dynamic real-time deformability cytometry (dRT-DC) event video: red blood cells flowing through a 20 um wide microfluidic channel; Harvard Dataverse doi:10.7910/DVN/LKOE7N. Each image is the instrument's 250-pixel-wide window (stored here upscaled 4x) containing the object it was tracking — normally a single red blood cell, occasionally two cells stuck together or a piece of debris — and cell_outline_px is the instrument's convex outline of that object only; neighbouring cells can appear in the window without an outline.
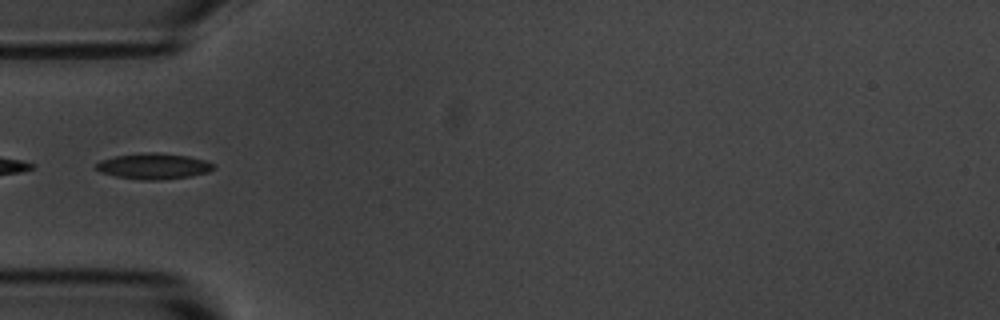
{"species": "common noctule bat (a hibernating species)", "species_latin": "Nyctalus noctula", "temperature_condition": "room temperature", "stored_images_in_passage": 5, "camera_frame_rate_fps": 3000, "um_per_image_px": 0.085, "animal": {"sex": "male", "body_mass_g": 20.1, "forearm_length_mm": 53.5}, "frame": {"image": 1, "passage_image": 1, "time_ms": 0.0, "image_size_px": [1000, 320], "cell_outline_px": [[216, 168], [208, 172], [192, 176], [160, 180], [144, 180], [116, 176], [100, 172], [96, 168], [96, 164], [100, 160], [116, 156], [148, 152], [156, 152], [188, 156], [204, 160], [212, 164]], "centroid_in_image_um": [13.07, 14.13], "position_along_channel_um": 71.9, "area_um2": 17.57}}
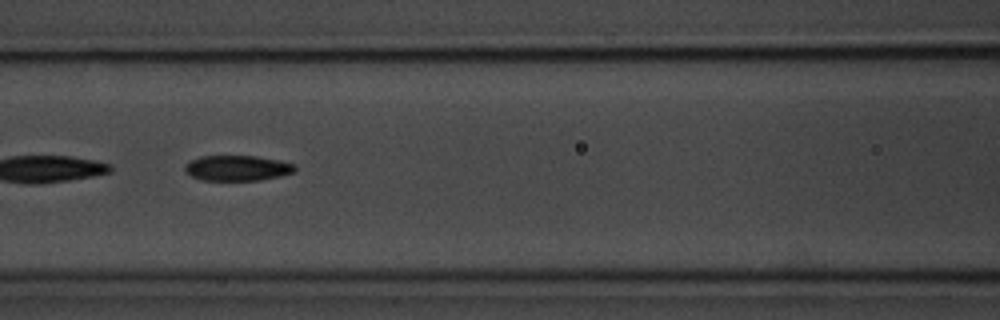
{"frame": {"image": 2, "passage_image": 3, "time_ms": 2.0, "image_size_px": [1000, 320], "cell_outline_px": [[296, 172], [280, 176], [260, 180], [200, 180], [192, 176], [184, 168], [192, 160], [200, 156], [256, 156], [280, 160], [296, 164]], "centroid_in_image_um": [20.25, 14.28], "position_along_channel_um": 146.4, "area_um2": 16.24}}
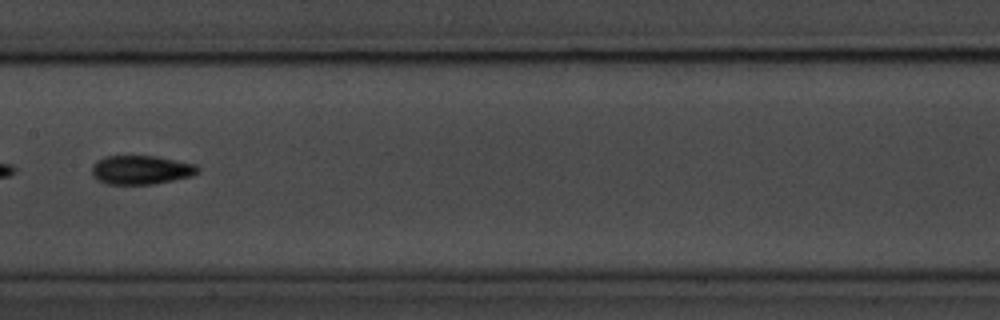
{"frame": {"image": 3, "passage_image": 4, "time_ms": 3.333, "image_size_px": [1000, 320], "cell_outline_px": [[200, 168], [192, 176], [152, 184], [108, 184], [100, 180], [92, 172], [92, 164], [96, 160], [104, 156], [156, 156], [196, 164]], "centroid_in_image_um": [11.99, 14.42], "position_along_channel_um": 195.4, "area_um2": 17.69}}